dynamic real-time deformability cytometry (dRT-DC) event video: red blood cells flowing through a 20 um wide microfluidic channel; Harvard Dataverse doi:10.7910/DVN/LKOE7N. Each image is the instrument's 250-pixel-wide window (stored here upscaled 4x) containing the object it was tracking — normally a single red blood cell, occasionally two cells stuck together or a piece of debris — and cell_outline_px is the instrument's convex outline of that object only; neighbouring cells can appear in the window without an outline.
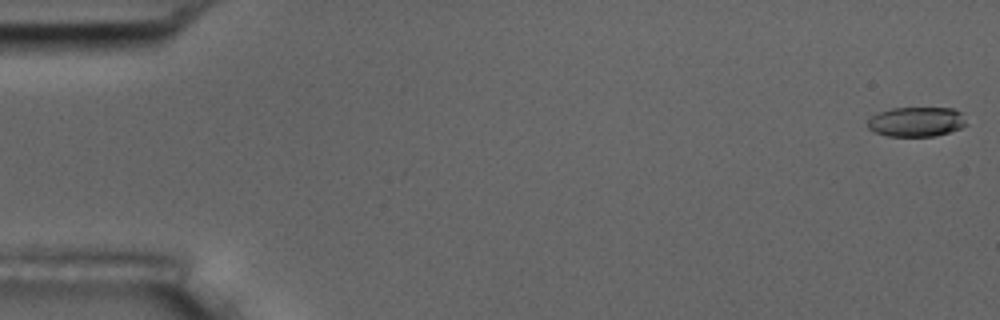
{"species": "common noctule bat (a hibernating species)", "species_latin": "Nyctalus noctula", "temperature_condition": "room temperature", "stored_images_in_passage": 6, "segment_of_instrument_passage": [1, 2], "camera_frame_rate_fps": 3000, "um_per_image_px": 0.085, "animal": {"sex": "male", "body_mass_g": 17.5, "forearm_length_mm": 52.3}, "frame": {"image": 1, "passage_image": 1, "time_ms": 0.0, "image_size_px": [1000, 320], "cell_outline_px": [[968, 124], [960, 128], [936, 136], [888, 136], [872, 132], [868, 128], [868, 120], [872, 116], [880, 112], [892, 108], [952, 108], [960, 112]], "centroid_in_image_um": [77.88, 10.36], "position_along_channel_um": 7.1, "area_um2": 17.05}}
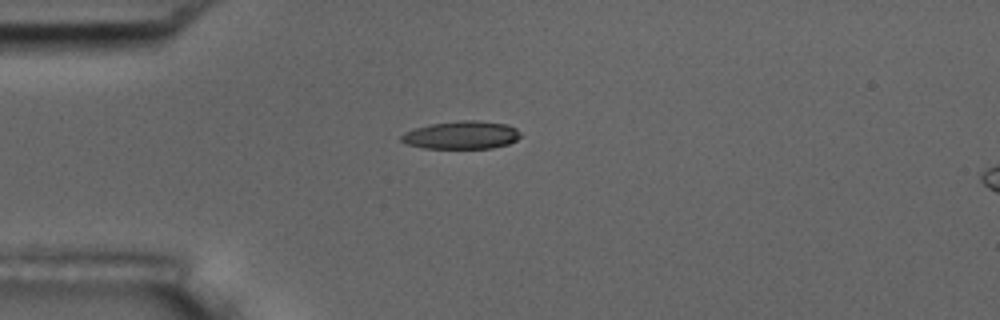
{"frame": {"image": 2, "passage_image": 5, "time_ms": 4.667, "image_size_px": [1000, 320], "cell_outline_px": [[520, 136], [516, 140], [508, 144], [492, 148], [424, 148], [408, 144], [400, 140], [400, 136], [404, 132], [416, 128], [432, 124], [456, 120], [480, 120], [508, 124], [516, 128], [520, 132]], "centroid_in_image_um": [39.25, 11.47], "position_along_channel_um": 45.7, "area_um2": 19.48}}